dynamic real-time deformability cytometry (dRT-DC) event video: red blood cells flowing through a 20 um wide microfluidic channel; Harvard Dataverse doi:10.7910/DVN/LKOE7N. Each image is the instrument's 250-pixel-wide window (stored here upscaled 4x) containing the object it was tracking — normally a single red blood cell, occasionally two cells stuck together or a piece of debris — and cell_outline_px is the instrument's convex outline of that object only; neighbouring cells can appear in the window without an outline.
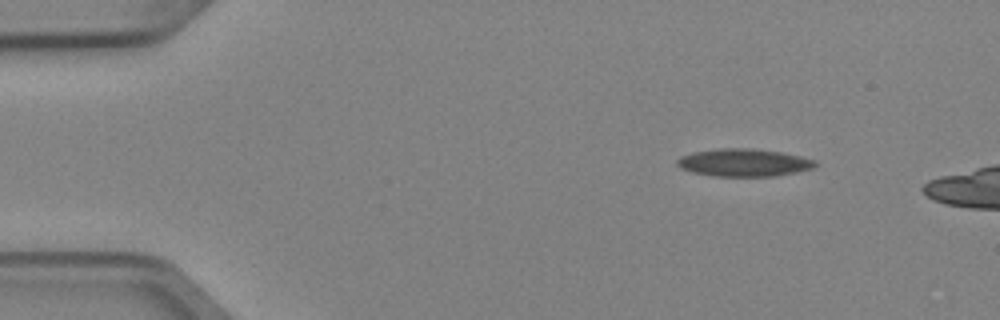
{"species": "Egyptian fruit bat (a non-hibernating species)", "species_latin": "Rousettus aegyptiacus", "temperature_condition": "cold", "stored_images_in_passage": 4, "camera_frame_rate_fps": 3000, "um_per_image_px": 0.085, "animal": {"sex": "female"}, "frame": {"image": 1, "passage_image": 1, "time_ms": 0.0, "image_size_px": [1000, 320], "cell_outline_px": [[820, 164], [812, 168], [796, 172], [776, 176], [712, 176], [692, 172], [680, 168], [676, 164], [676, 160], [680, 156], [692, 152], [720, 148], [748, 148], [780, 152], [800, 156], [816, 160]], "centroid_in_image_um": [63.21, 13.82], "position_along_channel_um": 21.8, "area_um2": 22.37}}
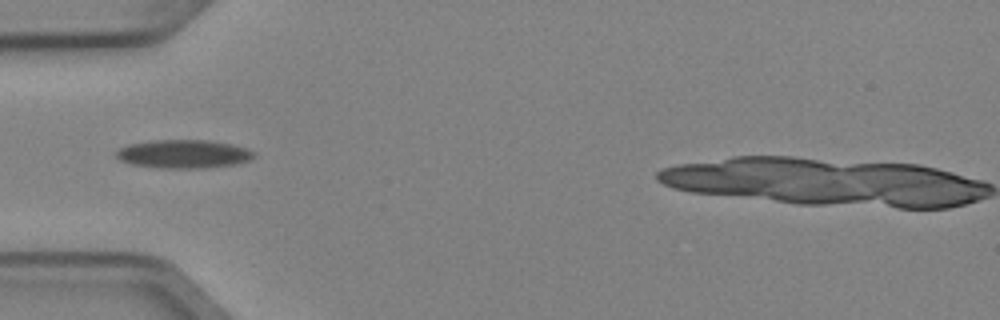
{"frame": {"image": 2, "passage_image": 4, "time_ms": 1.0, "image_size_px": [1000, 320], "cell_outline_px": [[256, 156], [240, 164], [212, 168], [156, 168], [132, 164], [120, 160], [116, 156], [116, 152], [120, 148], [128, 144], [156, 140], [208, 140], [232, 144], [256, 152]], "centroid_in_image_um": [15.64, 13.1], "position_along_channel_um": 69.4, "area_um2": 23.06}}